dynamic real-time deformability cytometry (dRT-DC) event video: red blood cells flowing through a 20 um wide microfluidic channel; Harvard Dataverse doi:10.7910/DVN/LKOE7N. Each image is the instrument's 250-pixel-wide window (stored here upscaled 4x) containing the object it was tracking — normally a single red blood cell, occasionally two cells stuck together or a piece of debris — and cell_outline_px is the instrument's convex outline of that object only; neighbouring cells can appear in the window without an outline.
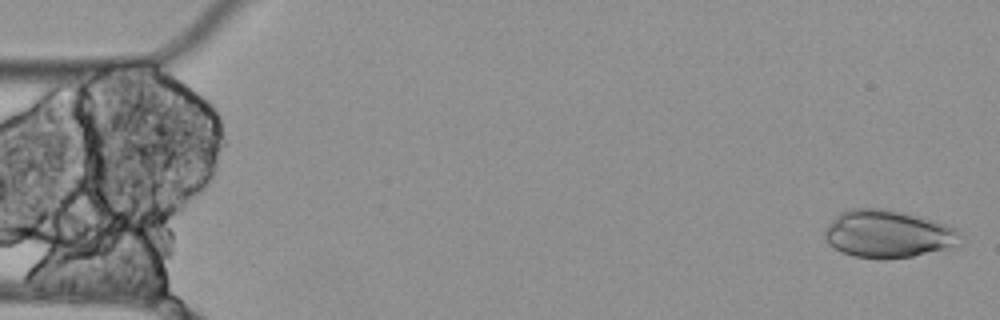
{"species": "Egyptian fruit bat (a non-hibernating species)", "species_latin": "Rousettus aegyptiacus", "temperature_condition": "cold", "stored_images_in_passage": 5, "camera_frame_rate_fps": 3000, "um_per_image_px": 0.085, "animal": {"sex": "female"}, "frame": {"image": 1, "passage_image": 1, "time_ms": 0.0, "image_size_px": [1000, 320], "cell_outline_px": [[964, 236], [948, 248], [912, 256], [880, 260], [856, 256], [840, 252], [828, 244], [824, 236], [824, 228], [840, 212], [856, 208], [880, 208], [920, 216], [956, 228]], "centroid_in_image_um": [75.43, 19.89], "position_along_channel_um": 9.6, "area_um2": 37.51}}